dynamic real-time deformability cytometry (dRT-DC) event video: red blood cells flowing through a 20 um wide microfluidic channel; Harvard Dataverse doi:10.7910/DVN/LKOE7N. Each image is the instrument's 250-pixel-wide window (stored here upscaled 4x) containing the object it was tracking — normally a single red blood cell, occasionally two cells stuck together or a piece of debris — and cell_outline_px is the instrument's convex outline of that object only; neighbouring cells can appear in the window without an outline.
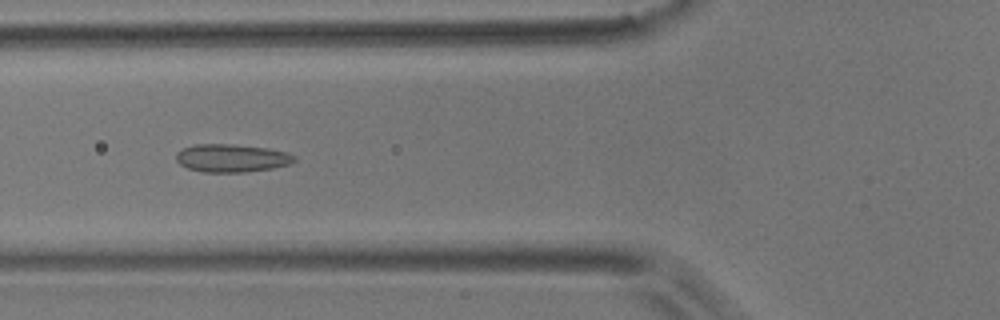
{"species": "common noctule bat (a hibernating species)", "species_latin": "Nyctalus noctula", "temperature_condition": "room temperature", "stored_images_in_passage": 43, "camera_frame_rate_fps": 3000, "um_per_image_px": 0.085, "animal": {"sex": "male", "body_mass_g": 17.9}, "frame": {"image": 1, "passage_image": 9, "time_ms": 2.667, "image_size_px": [1000, 320], "cell_outline_px": [[296, 160], [288, 164], [272, 168], [244, 172], [204, 172], [188, 168], [180, 164], [176, 160], [176, 152], [184, 148], [196, 144], [232, 144], [268, 148], [288, 152], [296, 156]], "centroid_in_image_um": [19.7, 13.43], "position_along_channel_um": 106.1, "area_um2": 19.25}}
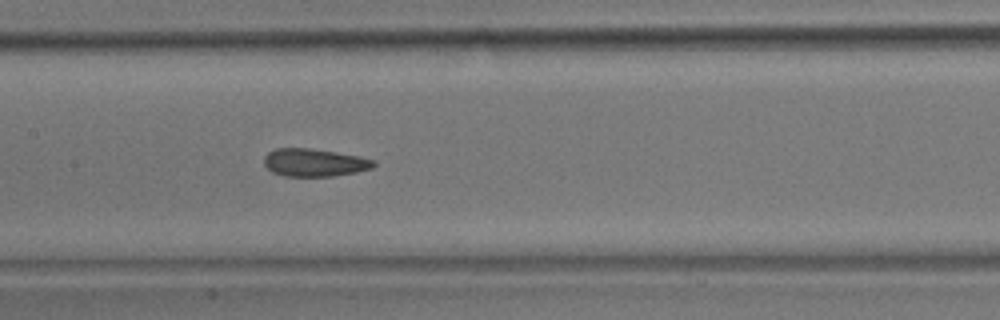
{"frame": {"image": 2, "passage_image": 15, "time_ms": 4.667, "image_size_px": [1000, 320], "cell_outline_px": [[376, 164], [372, 168], [356, 172], [332, 176], [284, 176], [272, 172], [264, 164], [264, 156], [268, 152], [276, 148], [308, 148], [336, 152], [360, 156], [376, 160]], "centroid_in_image_um": [26.73, 13.81], "position_along_channel_um": 180.7, "area_um2": 17.8}}
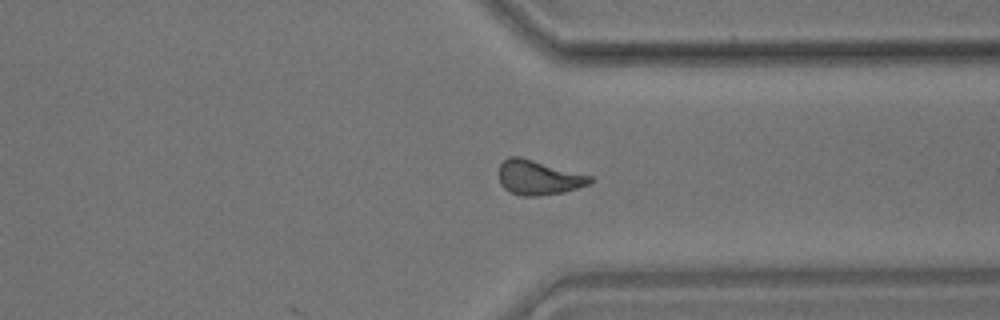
{"frame": {"image": 3, "passage_image": 30, "time_ms": 9.667, "image_size_px": [1000, 320], "cell_outline_px": [[596, 180], [588, 184], [564, 192], [536, 196], [520, 196], [504, 188], [500, 184], [500, 164], [508, 156], [520, 156], [592, 176]], "centroid_in_image_um": [45.78, 15.09], "position_along_channel_um": 365.6, "area_um2": 18.32}, "authors_computed_cell_mechanics": {"area_um2": 18.0914, "velocity_mm_per_s": 3.7061, "shape_relaxation_time_tau1_ms": null, "shape_relaxation_time_tau2_ms": 2.7021, "deformation_change_tau1": null, "deformation_change_tau2": 0.0919}}